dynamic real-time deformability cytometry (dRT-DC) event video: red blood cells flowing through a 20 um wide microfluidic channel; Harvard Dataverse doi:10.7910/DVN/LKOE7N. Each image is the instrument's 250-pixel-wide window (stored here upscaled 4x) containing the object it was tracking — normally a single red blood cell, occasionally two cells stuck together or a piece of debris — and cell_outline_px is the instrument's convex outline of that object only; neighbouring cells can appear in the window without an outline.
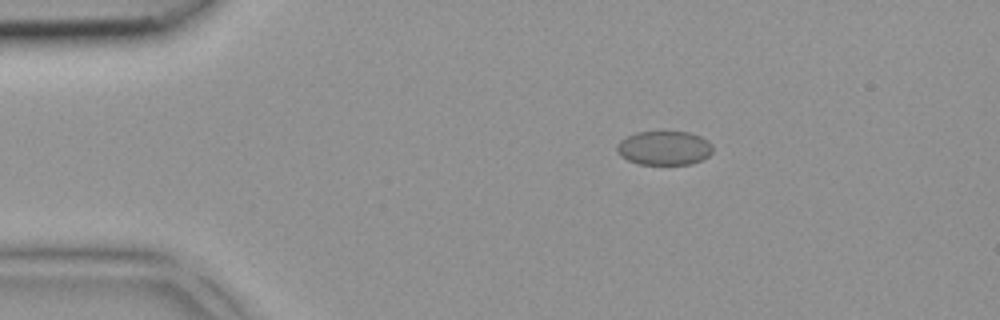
{"species": "common noctule bat (a hibernating species)", "species_latin": "Nyctalus noctula", "temperature_condition": "room temperature", "stored_images_in_passage": 2, "camera_frame_rate_fps": 3000, "um_per_image_px": 0.085, "animal": {"sex": "female", "body_mass_g": 18.4}, "frame": {"image": 1, "passage_image": 1, "time_ms": 0.0, "image_size_px": [1000, 320], "cell_outline_px": [[712, 152], [708, 156], [692, 164], [640, 164], [628, 160], [620, 156], [616, 152], [616, 144], [620, 140], [636, 132], [688, 132], [700, 136], [708, 140], [712, 144]], "centroid_in_image_um": [56.44, 12.58], "position_along_channel_um": 28.6, "area_um2": 19.07}}